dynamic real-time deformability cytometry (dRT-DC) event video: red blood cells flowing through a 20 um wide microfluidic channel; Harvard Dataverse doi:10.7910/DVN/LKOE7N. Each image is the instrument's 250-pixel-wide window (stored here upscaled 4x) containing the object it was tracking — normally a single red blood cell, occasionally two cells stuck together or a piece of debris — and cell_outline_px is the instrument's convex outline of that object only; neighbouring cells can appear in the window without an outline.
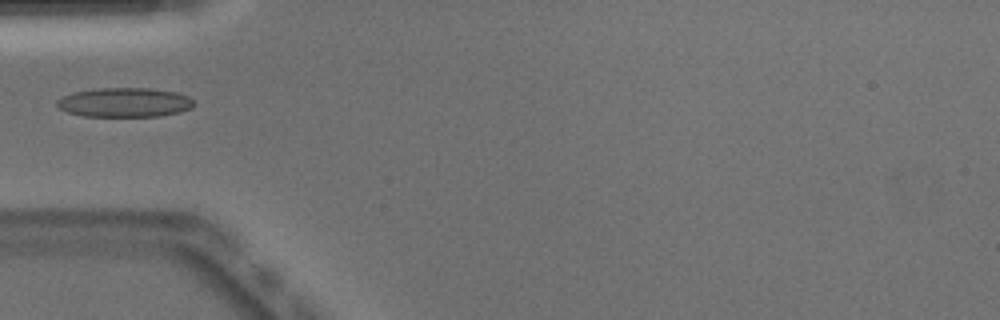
{"species": "Egyptian fruit bat (a non-hibernating species)", "species_latin": "Rousettus aegyptiacus", "temperature_condition": "warm", "stored_images_in_passage": 3, "camera_frame_rate_fps": 3000, "um_per_image_px": 0.085, "animal": {"sex": "male"}, "frame": {"image": 1, "passage_image": 1, "time_ms": 0.0, "image_size_px": [1000, 320], "cell_outline_px": [[192, 108], [180, 112], [160, 116], [84, 116], [68, 112], [60, 108], [56, 104], [56, 100], [64, 96], [76, 92], [100, 88], [148, 88], [176, 92], [188, 96], [192, 100]], "centroid_in_image_um": [10.6, 8.71], "position_along_channel_um": 74.4, "area_um2": 23.18}}